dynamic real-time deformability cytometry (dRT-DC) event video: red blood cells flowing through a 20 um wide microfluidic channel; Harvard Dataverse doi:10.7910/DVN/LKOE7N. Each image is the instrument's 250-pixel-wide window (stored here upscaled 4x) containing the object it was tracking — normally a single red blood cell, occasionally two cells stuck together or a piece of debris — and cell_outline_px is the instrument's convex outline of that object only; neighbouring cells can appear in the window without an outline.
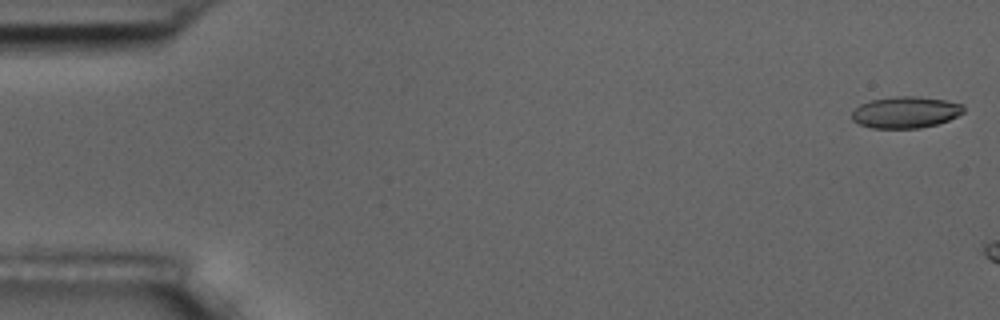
{"species": "common noctule bat (a hibernating species)", "species_latin": "Nyctalus noctula", "temperature_condition": "room temperature", "stored_images_in_passage": 3, "camera_frame_rate_fps": 3000, "um_per_image_px": 0.085, "animal": {"sex": "male", "body_mass_g": 17.5, "forearm_length_mm": 52.3}, "frame": {"image": 1, "passage_image": 1, "time_ms": 0.0, "image_size_px": [1000, 320], "cell_outline_px": [[964, 112], [948, 120], [936, 124], [920, 128], [872, 128], [860, 124], [852, 120], [852, 112], [860, 104], [872, 100], [896, 96], [916, 96], [944, 100], [964, 104]], "centroid_in_image_um": [76.98, 9.54], "position_along_channel_um": 8.0, "area_um2": 20.4}}